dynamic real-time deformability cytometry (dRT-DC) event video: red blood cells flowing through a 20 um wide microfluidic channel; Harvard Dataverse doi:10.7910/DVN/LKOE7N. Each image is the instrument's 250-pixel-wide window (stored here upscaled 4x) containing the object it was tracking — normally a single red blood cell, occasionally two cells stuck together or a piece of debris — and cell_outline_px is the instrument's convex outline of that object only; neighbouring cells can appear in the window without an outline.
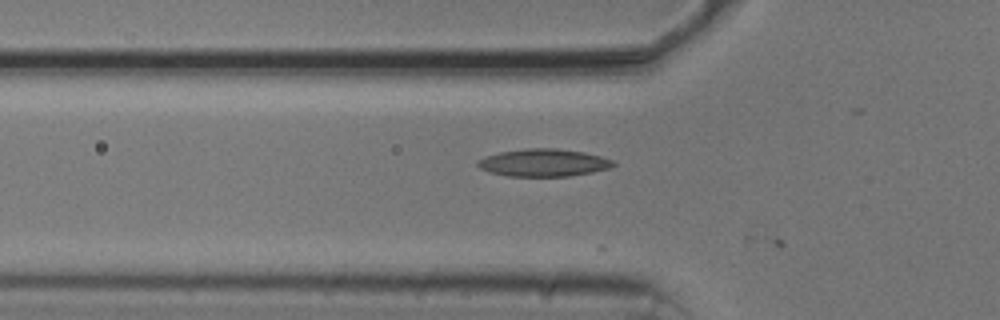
{"species": "common noctule bat (a hibernating species)", "species_latin": "Nyctalus noctula", "temperature_condition": "cold", "stored_images_in_passage": 11, "camera_frame_rate_fps": 3000, "um_per_image_px": 0.085, "animal": {"sex": "male", "body_mass_g": 20.5, "forearm_length_mm": 52.5}, "frame": {"image": 1, "passage_image": 9, "time_ms": 2.667, "image_size_px": [1000, 320], "cell_outline_px": [[616, 164], [608, 168], [592, 172], [568, 176], [508, 176], [492, 172], [480, 168], [476, 164], [476, 160], [484, 156], [500, 152], [524, 148], [556, 148], [584, 152], [600, 156], [612, 160]], "centroid_in_image_um": [46.17, 13.82], "position_along_channel_um": 79.6, "area_um2": 21.68}}